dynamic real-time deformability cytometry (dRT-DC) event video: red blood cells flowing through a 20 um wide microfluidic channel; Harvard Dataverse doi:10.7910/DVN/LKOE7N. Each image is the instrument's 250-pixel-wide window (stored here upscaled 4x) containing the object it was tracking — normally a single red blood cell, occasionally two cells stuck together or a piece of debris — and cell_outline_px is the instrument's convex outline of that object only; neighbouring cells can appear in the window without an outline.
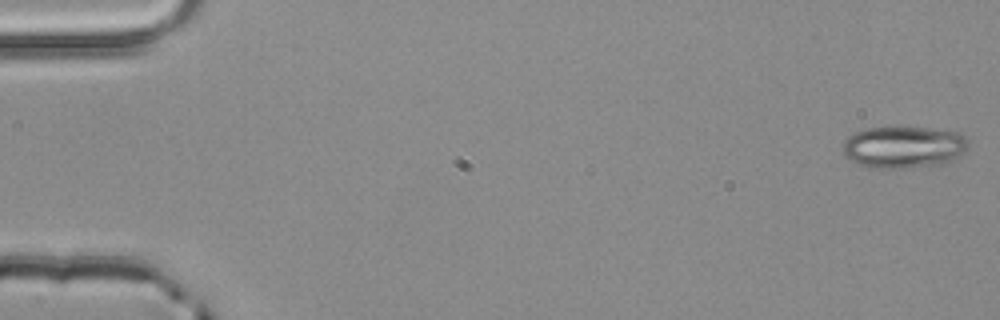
{"species": "common noctule bat (a hibernating species)", "species_latin": "Nyctalus noctula", "temperature_condition": "room temperature", "stored_images_in_passage": 4, "camera_frame_rate_fps": 3000, "um_per_image_px": 0.085, "animal": {"sex": "male", "body_mass_g": 20.4}, "frame": {"image": 1, "passage_image": 1, "time_ms": 0.0, "image_size_px": [1000, 320], "cell_outline_px": [[968, 148], [964, 152], [952, 160], [940, 164], [904, 168], [876, 168], [860, 164], [848, 160], [840, 148], [844, 140], [848, 136], [856, 132], [868, 128], [928, 128], [960, 132], [968, 140]], "centroid_in_image_um": [76.79, 12.5], "position_along_channel_um": 8.2, "area_um2": 30.63}}